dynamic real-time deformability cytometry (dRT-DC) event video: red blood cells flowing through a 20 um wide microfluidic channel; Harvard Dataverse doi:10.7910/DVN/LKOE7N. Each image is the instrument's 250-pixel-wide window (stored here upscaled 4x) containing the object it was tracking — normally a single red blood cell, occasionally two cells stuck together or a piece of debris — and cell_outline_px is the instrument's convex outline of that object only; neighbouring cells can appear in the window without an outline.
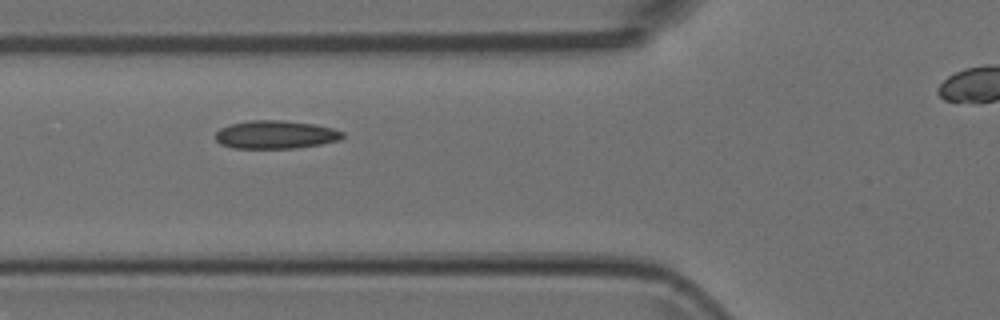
{"species": "Egyptian fruit bat (a non-hibernating species)", "species_latin": "Rousettus aegyptiacus", "temperature_condition": "room temperature", "stored_images_in_passage": 7, "camera_frame_rate_fps": 3000, "um_per_image_px": 0.085, "animal": {"sex": "female"}, "frame": {"image": 1, "passage_image": 2, "time_ms": 0.333, "image_size_px": [1000, 320], "cell_outline_px": [[344, 136], [340, 140], [320, 144], [296, 148], [232, 148], [220, 144], [216, 140], [216, 132], [220, 128], [232, 124], [248, 120], [280, 120], [312, 124], [332, 128], [344, 132]], "centroid_in_image_um": [23.41, 11.45], "position_along_channel_um": 102.4, "area_um2": 20.81}}
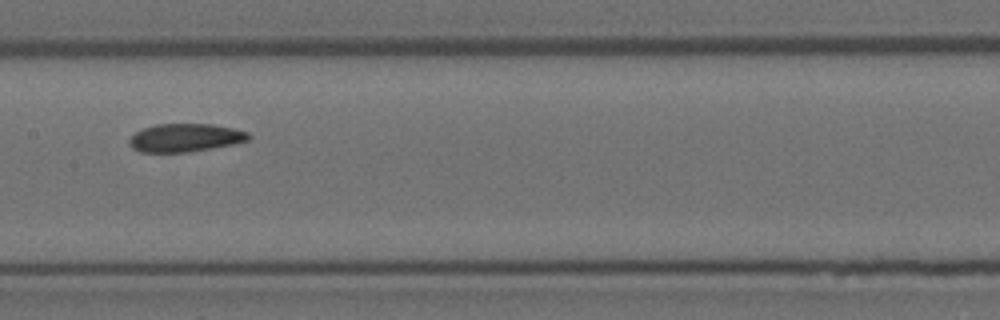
{"frame": {"image": 2, "passage_image": 4, "time_ms": 1.0, "image_size_px": [1000, 320], "cell_outline_px": [[252, 136], [248, 140], [232, 144], [212, 148], [188, 152], [140, 152], [132, 148], [128, 140], [136, 132], [144, 128], [156, 124], [212, 124], [232, 128], [248, 132]], "centroid_in_image_um": [15.74, 11.71], "position_along_channel_um": 191.7, "area_um2": 19.48}}
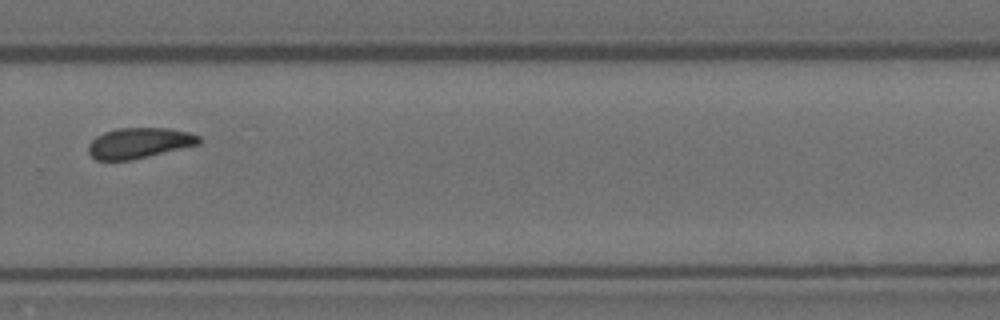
{"frame": {"image": 3, "passage_image": 7, "time_ms": 2.0, "image_size_px": [1000, 320], "cell_outline_px": [[200, 144], [132, 160], [96, 160], [88, 152], [88, 144], [96, 136], [104, 132], [116, 128], [168, 128], [188, 132], [200, 136]], "centroid_in_image_um": [11.82, 12.15], "position_along_channel_um": 318.0, "area_um2": 19.71}}